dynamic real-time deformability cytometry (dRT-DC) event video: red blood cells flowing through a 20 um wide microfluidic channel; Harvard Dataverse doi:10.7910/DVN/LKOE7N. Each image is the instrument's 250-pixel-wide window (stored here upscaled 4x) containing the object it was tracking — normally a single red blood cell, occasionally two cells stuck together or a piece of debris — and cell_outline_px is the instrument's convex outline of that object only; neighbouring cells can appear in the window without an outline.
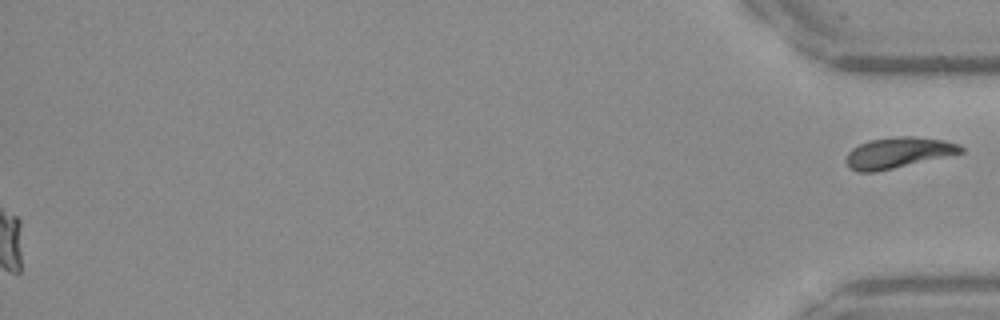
{"species": "Egyptian fruit bat (a non-hibernating species)", "species_latin": "Rousettus aegyptiacus", "temperature_condition": "warm", "stored_images_in_passage": 43, "segment_of_instrument_passage": [2, 2], "camera_frame_rate_fps": 3000, "um_per_image_px": 0.085, "frame": {"image": 1, "passage_image": 43, "time_ms": 14.0, "image_size_px": [1000, 320], "cell_outline_px": [[964, 152], [892, 168], [872, 172], [856, 172], [848, 168], [844, 160], [848, 152], [852, 148], [868, 140], [896, 136], [916, 136], [944, 140], [960, 144], [964, 148]], "centroid_in_image_um": [76.31, 12.97], "position_along_channel_um": 358.9, "area_um2": 20.63}}